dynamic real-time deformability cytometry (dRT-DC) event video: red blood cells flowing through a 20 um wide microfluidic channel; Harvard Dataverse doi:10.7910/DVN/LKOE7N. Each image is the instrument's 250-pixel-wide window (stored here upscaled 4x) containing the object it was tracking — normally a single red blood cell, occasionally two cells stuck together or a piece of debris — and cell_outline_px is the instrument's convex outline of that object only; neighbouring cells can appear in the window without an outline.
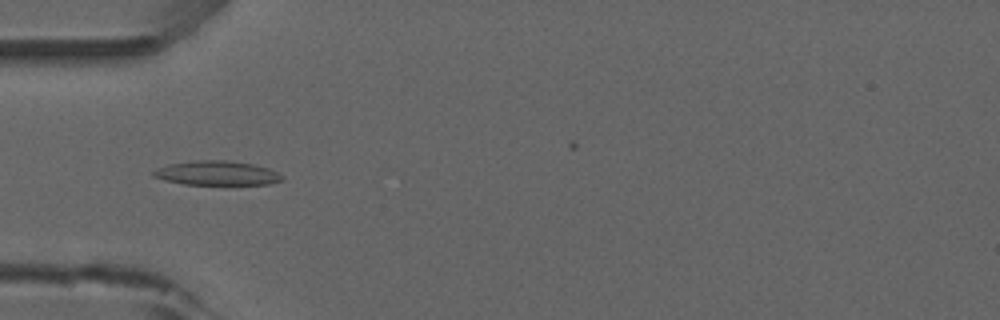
{"species": "common noctule bat (a hibernating species)", "species_latin": "Nyctalus noctula", "temperature_condition": "room temperature", "stored_images_in_passage": 20, "camera_frame_rate_fps": 3000, "um_per_image_px": 0.085, "animal": {"sex": "male", "forearm_length_mm": 52.5}, "frame": {"image": 1, "passage_image": 4, "time_ms": 1.0, "image_size_px": [1000, 320], "cell_outline_px": [[284, 180], [268, 184], [184, 184], [164, 180], [152, 176], [152, 172], [156, 168], [168, 164], [200, 160], [228, 160], [252, 164], [268, 168], [284, 176]], "centroid_in_image_um": [18.42, 14.71], "position_along_channel_um": 66.6, "area_um2": 18.15}}
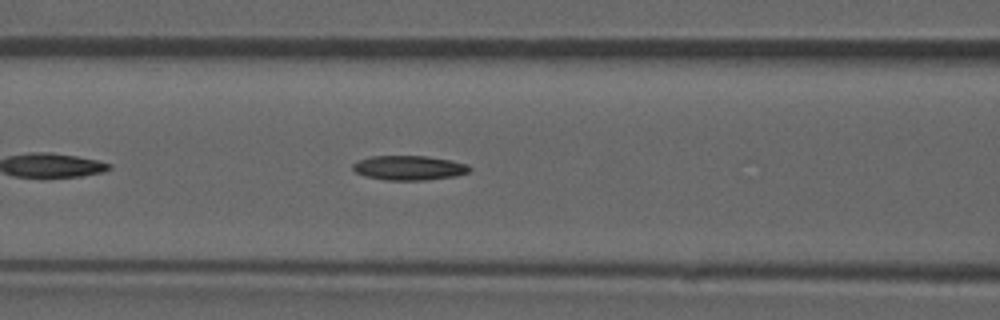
{"frame": {"image": 2, "passage_image": 9, "time_ms": 2.667, "image_size_px": [1000, 320], "cell_outline_px": [[472, 168], [468, 172], [456, 176], [424, 180], [384, 180], [364, 176], [356, 172], [352, 168], [352, 164], [356, 160], [372, 156], [428, 156], [452, 160], [468, 164]], "centroid_in_image_um": [34.76, 14.26], "position_along_channel_um": 131.8, "area_um2": 16.88}}